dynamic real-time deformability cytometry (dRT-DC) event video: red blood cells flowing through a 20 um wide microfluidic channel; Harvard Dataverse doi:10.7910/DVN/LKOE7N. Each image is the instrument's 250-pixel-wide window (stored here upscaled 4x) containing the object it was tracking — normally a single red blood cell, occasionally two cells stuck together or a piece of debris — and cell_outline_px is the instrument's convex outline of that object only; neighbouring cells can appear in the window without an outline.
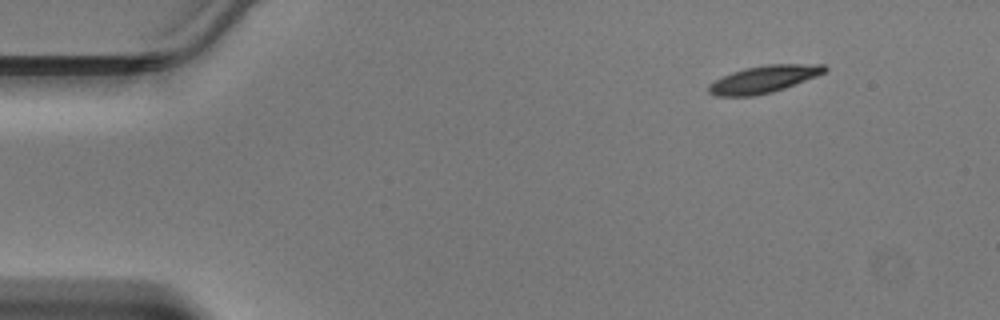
{"species": "Egyptian fruit bat (a non-hibernating species)", "species_latin": "Rousettus aegyptiacus", "temperature_condition": "warm", "stored_images_in_passage": 9, "camera_frame_rate_fps": 3000, "um_per_image_px": 0.085, "animal": {"sex": "male"}, "frame": {"image": 1, "passage_image": 9, "time_ms": 2.667, "image_size_px": [1000, 320], "cell_outline_px": [[828, 68], [824, 72], [816, 76], [784, 88], [772, 92], [752, 96], [716, 96], [708, 92], [708, 84], [732, 72], [744, 68], [768, 64], [824, 64]], "centroid_in_image_um": [64.91, 6.73], "position_along_channel_um": 20.1, "area_um2": 18.21}}